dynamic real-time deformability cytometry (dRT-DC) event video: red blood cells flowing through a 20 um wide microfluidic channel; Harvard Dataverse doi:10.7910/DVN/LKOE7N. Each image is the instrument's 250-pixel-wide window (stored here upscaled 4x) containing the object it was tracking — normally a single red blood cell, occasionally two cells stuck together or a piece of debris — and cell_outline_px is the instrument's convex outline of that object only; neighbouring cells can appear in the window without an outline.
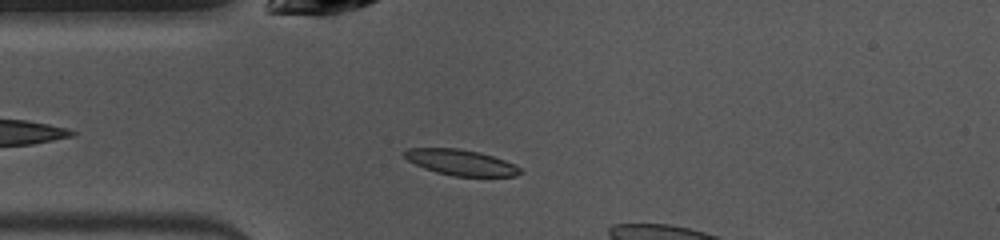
{"species": "common noctule bat (a hibernating species)", "species_latin": "Nyctalus noctula", "temperature_condition": "warm", "stored_images_in_passage": 8, "camera_frame_rate_fps": 3000, "um_per_image_px": 0.085, "animal": {"sex": "female", "body_mass_g": 10.0, "forearm_length_mm": 53.1}, "frame": {"image": 1, "passage_image": 3, "time_ms": 0.667, "image_size_px": [1000, 240], "cell_outline_px": [[520, 172], [516, 176], [452, 176], [436, 172], [424, 168], [408, 160], [404, 156], [404, 152], [408, 148], [456, 148], [480, 152], [516, 164], [520, 168]], "centroid_in_image_um": [39.17, 13.8], "position_along_channel_um": 45.8, "area_um2": 17.22}}
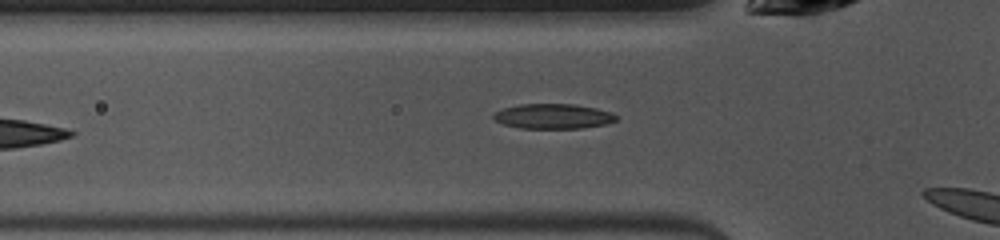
{"frame": {"image": 2, "passage_image": 6, "time_ms": 1.667, "image_size_px": [1000, 240], "cell_outline_px": [[616, 120], [604, 124], [580, 128], [520, 128], [504, 124], [496, 120], [492, 116], [496, 112], [504, 108], [520, 104], [576, 104], [596, 108], [612, 112], [616, 116]], "centroid_in_image_um": [47.02, 9.87], "position_along_channel_um": 78.8, "area_um2": 17.63}}